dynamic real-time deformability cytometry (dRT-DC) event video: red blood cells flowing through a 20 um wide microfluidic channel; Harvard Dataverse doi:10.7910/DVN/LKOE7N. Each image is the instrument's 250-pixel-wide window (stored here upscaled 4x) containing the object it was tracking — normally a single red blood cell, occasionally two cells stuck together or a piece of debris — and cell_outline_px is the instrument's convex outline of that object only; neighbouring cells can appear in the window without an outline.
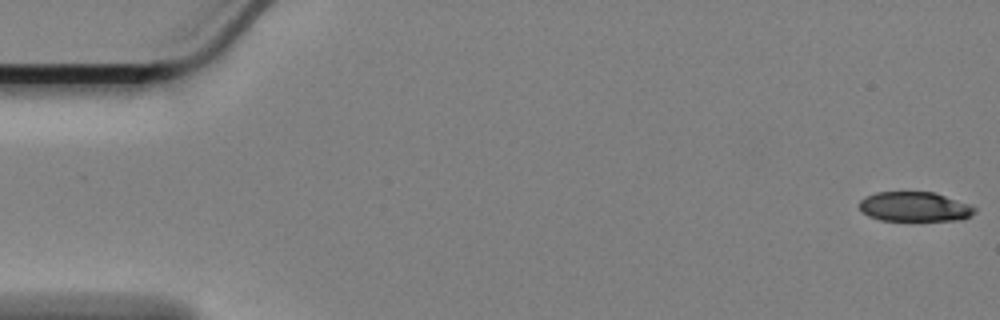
{"species": "Egyptian fruit bat (a non-hibernating species)", "species_latin": "Rousettus aegyptiacus", "temperature_condition": "cold", "stored_images_in_passage": 58, "camera_frame_rate_fps": 3000, "um_per_image_px": 0.085, "animal": {"sex": "female"}, "frame": {"image": 1, "passage_image": 1, "time_ms": 0.0, "image_size_px": [1000, 320], "cell_outline_px": [[976, 212], [960, 220], [880, 220], [868, 216], [860, 208], [860, 200], [876, 192], [932, 192], [972, 204], [976, 208]], "centroid_in_image_um": [77.77, 17.57], "position_along_channel_um": 7.2, "area_um2": 19.77}}
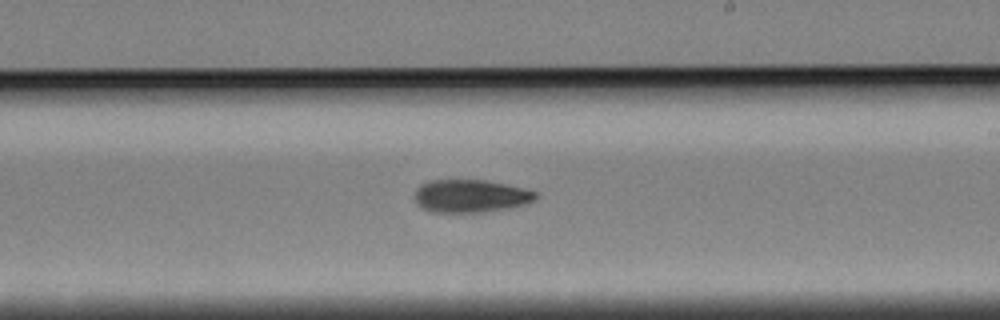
{"frame": {"image": 2, "passage_image": 34, "time_ms": 11.0, "image_size_px": [1000, 320], "cell_outline_px": [[540, 196], [528, 204], [484, 212], [432, 212], [416, 204], [416, 188], [420, 184], [428, 180], [484, 180], [524, 188], [536, 192]], "centroid_in_image_um": [40.01, 16.66], "position_along_channel_um": 249.0, "area_um2": 23.18}}
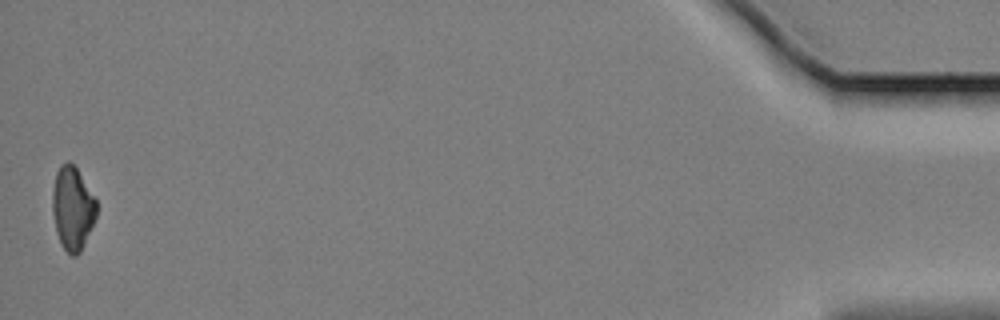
{"frame": {"image": 3, "passage_image": 58, "time_ms": 19.0, "image_size_px": [1000, 320], "cell_outline_px": [[96, 216], [80, 252], [76, 256], [72, 256], [60, 244], [56, 232], [52, 212], [52, 192], [56, 172], [60, 164], [68, 160], [76, 168], [96, 200]], "centroid_in_image_um": [6.13, 17.7], "position_along_channel_um": 429.1, "area_um2": 21.21}, "authors_computed_cell_mechanics": {"area_um2": 22.7154, "velocity_mm_per_s": 3.4026, "shape_relaxation_time_tau1_ms": 4.0878, "shape_relaxation_time_tau2_ms": null, "deformation_change_tau1": 0.1289, "deformation_change_tau2": null}}